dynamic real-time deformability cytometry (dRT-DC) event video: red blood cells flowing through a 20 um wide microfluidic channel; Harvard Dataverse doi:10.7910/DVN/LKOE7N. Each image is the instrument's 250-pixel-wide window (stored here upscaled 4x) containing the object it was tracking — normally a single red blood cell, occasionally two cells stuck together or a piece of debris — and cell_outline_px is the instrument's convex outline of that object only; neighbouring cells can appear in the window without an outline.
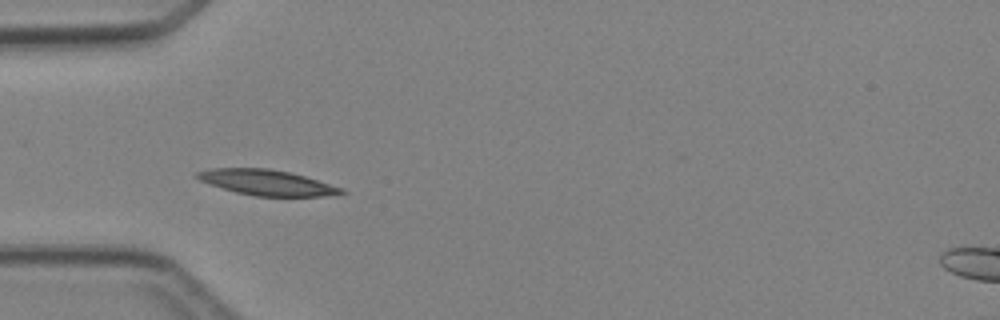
{"species": "Egyptian fruit bat (a non-hibernating species)", "species_latin": "Rousettus aegyptiacus", "temperature_condition": "cold", "stored_images_in_passage": 7, "camera_frame_rate_fps": 3000, "um_per_image_px": 0.085, "animal": {"sex": "female"}, "frame": {"image": 1, "passage_image": 5, "time_ms": 4.667, "image_size_px": [1000, 320], "cell_outline_px": [[348, 192], [324, 196], [256, 196], [236, 192], [200, 180], [192, 176], [196, 172], [208, 168], [268, 168], [288, 172], [304, 176], [344, 188]], "centroid_in_image_um": [22.67, 15.5], "position_along_channel_um": 62.3, "area_um2": 21.27}}
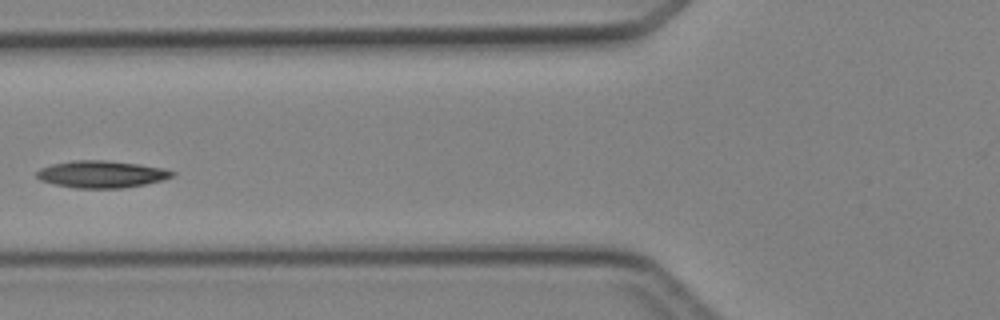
{"frame": {"image": 2, "passage_image": 6, "time_ms": 6.0, "image_size_px": [1000, 320], "cell_outline_px": [[176, 172], [172, 176], [164, 180], [144, 184], [120, 188], [76, 188], [56, 184], [40, 180], [36, 176], [36, 172], [40, 168], [52, 164], [72, 160], [108, 160], [140, 164], [164, 168]], "centroid_in_image_um": [8.63, 14.79], "position_along_channel_um": 117.2, "area_um2": 21.39}}
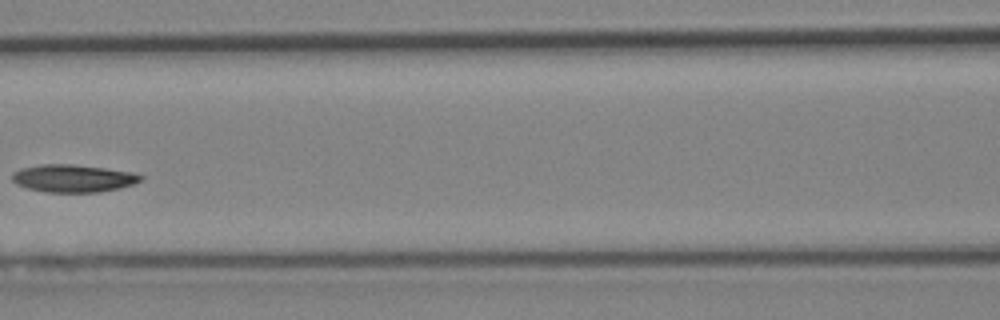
{"frame": {"image": 3, "passage_image": 7, "time_ms": 7.0, "image_size_px": [1000, 320], "cell_outline_px": [[144, 180], [120, 188], [100, 192], [44, 192], [28, 188], [16, 184], [12, 180], [12, 172], [20, 168], [40, 164], [72, 164], [104, 168], [132, 172], [144, 176]], "centroid_in_image_um": [6.21, 15.15], "position_along_channel_um": 160.4, "area_um2": 20.81}}